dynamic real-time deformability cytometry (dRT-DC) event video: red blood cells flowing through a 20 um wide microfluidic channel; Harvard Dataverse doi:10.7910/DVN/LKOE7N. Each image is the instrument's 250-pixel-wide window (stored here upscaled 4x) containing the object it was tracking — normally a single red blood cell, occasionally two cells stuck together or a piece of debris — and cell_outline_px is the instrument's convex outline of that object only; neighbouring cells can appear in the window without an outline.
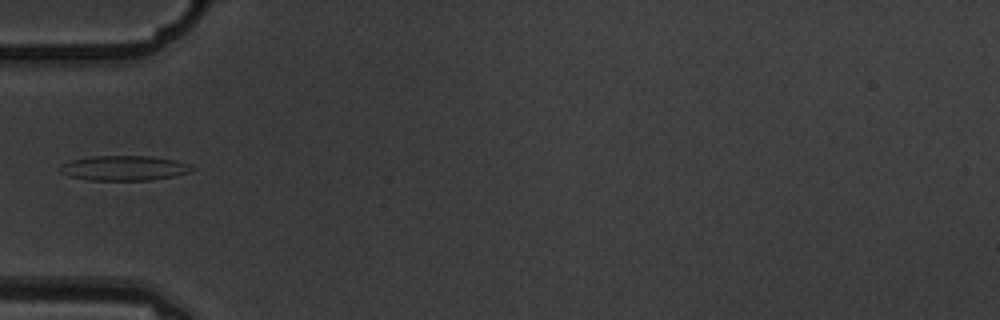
{"species": "common noctule bat (a hibernating species)", "species_latin": "Nyctalus noctula", "temperature_condition": "warm", "stored_images_in_passage": 9, "camera_frame_rate_fps": 3000, "um_per_image_px": 0.085, "animal": {"sex": "male", "body_mass_g": 19.5, "forearm_length_mm": 54.6}, "frame": {"image": 1, "passage_image": 6, "time_ms": 1.667, "image_size_px": [1000, 320], "cell_outline_px": [[196, 168], [192, 172], [152, 180], [88, 180], [72, 176], [60, 172], [60, 168], [64, 164], [72, 160], [92, 156], [152, 156], [176, 160], [188, 164]], "centroid_in_image_um": [10.62, 14.28], "position_along_channel_um": 74.4, "area_um2": 19.02}}
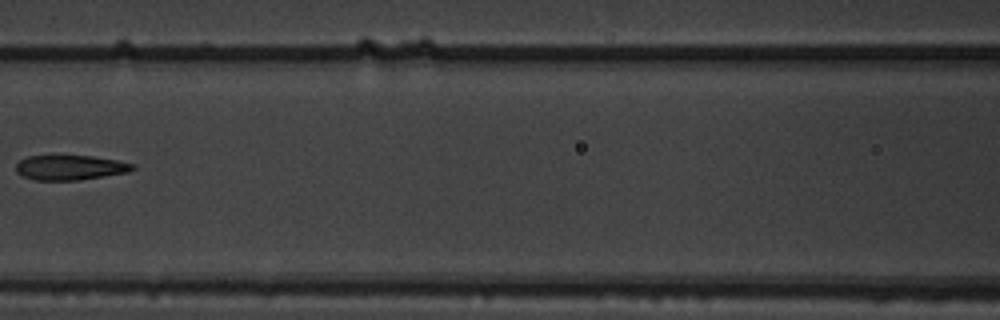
{"frame": {"image": 2, "passage_image": 8, "time_ms": 2.333, "image_size_px": [1000, 320], "cell_outline_px": [[136, 168], [128, 172], [104, 176], [76, 180], [36, 180], [20, 176], [16, 172], [16, 164], [20, 160], [28, 156], [92, 156], [116, 160], [136, 164]], "centroid_in_image_um": [5.95, 14.24], "position_along_channel_um": 160.6, "area_um2": 16.88}}
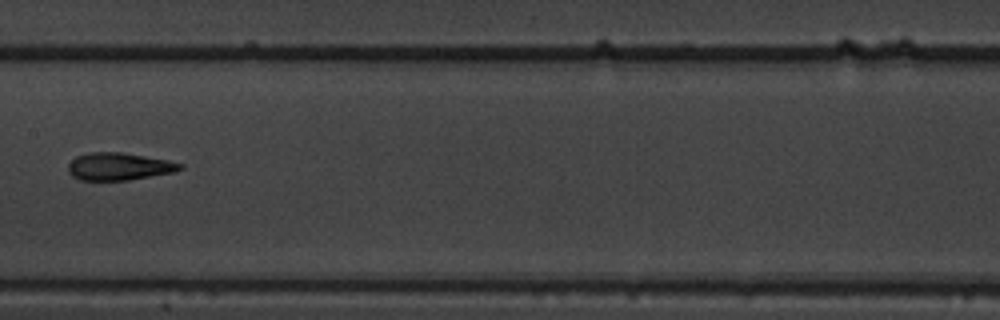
{"frame": {"image": 3, "passage_image": 9, "time_ms": 2.667, "image_size_px": [1000, 320], "cell_outline_px": [[184, 168], [176, 172], [128, 180], [80, 180], [72, 176], [68, 172], [68, 164], [76, 156], [88, 152], [120, 152], [168, 160], [184, 164]], "centroid_in_image_um": [10.13, 14.15], "position_along_channel_um": 197.3, "area_um2": 18.03}}